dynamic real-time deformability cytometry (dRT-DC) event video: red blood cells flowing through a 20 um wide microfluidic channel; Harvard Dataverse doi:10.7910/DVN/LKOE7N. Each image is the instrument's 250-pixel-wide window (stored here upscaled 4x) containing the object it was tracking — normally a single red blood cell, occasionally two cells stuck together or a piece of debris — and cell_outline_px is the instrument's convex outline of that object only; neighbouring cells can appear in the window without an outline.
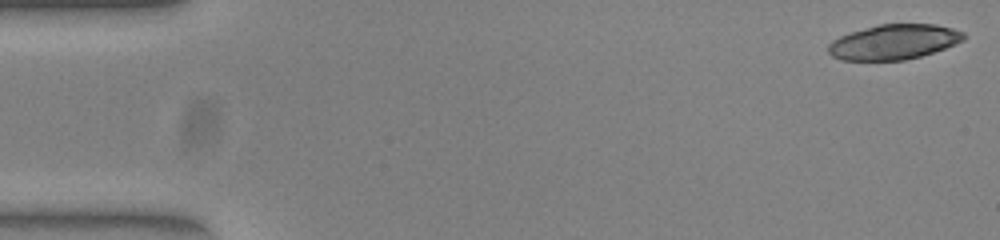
{"species": "common noctule bat (a hibernating species)", "species_latin": "Nyctalus noctula", "temperature_condition": "warm", "stored_images_in_passage": 51, "camera_frame_rate_fps": 3000, "um_per_image_px": 0.085, "animal": {"sex": "female", "body_mass_g": 23.0, "forearm_length_mm": 53.4}, "frame": {"image": 1, "passage_image": 1, "time_ms": 0.0, "image_size_px": [1000, 240], "cell_outline_px": [[964, 40], [944, 48], [920, 56], [904, 60], [840, 60], [832, 56], [828, 52], [828, 44], [832, 40], [840, 36], [876, 24], [936, 24], [952, 28], [964, 32]], "centroid_in_image_um": [75.95, 3.56], "position_along_channel_um": 9.0, "area_um2": 27.51}}